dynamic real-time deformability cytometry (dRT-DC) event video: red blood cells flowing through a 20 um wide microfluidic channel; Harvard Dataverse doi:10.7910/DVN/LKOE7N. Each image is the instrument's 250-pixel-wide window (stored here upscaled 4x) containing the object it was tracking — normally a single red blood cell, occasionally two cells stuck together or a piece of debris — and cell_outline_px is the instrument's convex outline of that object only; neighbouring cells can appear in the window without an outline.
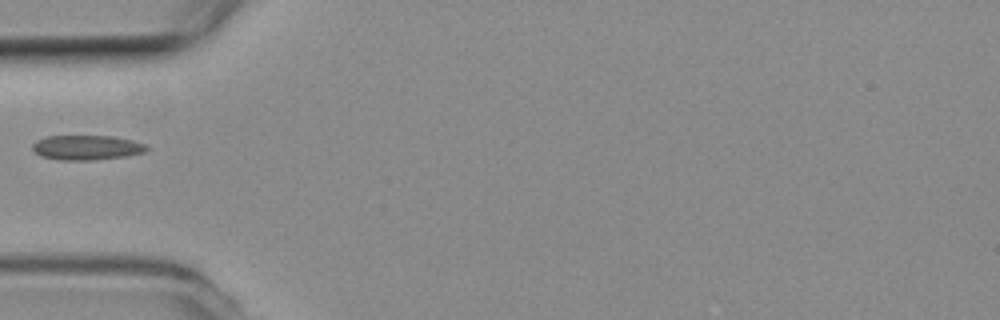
{"species": "common noctule bat (a hibernating species)", "species_latin": "Nyctalus noctula", "temperature_condition": "room temperature", "stored_images_in_passage": 8, "camera_frame_rate_fps": 3000, "um_per_image_px": 0.085, "animal": {"sex": "female", "body_mass_g": 19.3, "forearm_length_mm": 54.1}, "frame": {"image": 1, "passage_image": 1, "time_ms": 0.0, "image_size_px": [1000, 320], "cell_outline_px": [[148, 148], [144, 152], [124, 156], [92, 160], [60, 160], [40, 156], [32, 148], [32, 144], [36, 140], [48, 136], [112, 136], [132, 140], [144, 144]], "centroid_in_image_um": [7.33, 12.54], "position_along_channel_um": 77.7, "area_um2": 16.3}}